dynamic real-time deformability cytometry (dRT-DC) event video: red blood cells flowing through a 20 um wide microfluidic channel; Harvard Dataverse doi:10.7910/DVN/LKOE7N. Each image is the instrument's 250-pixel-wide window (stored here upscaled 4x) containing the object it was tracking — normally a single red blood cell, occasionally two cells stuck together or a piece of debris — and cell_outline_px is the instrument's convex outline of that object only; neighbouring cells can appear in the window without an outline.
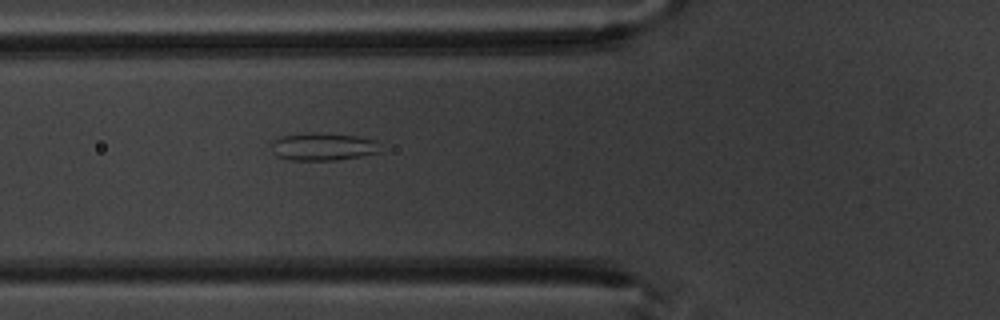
{"species": "common noctule bat (a hibernating species)", "species_latin": "Nyctalus noctula", "temperature_condition": "warm", "stored_images_in_passage": 2, "camera_frame_rate_fps": 3000, "um_per_image_px": 0.085, "animal": {"sex": "male", "body_mass_g": 20.1, "forearm_length_mm": 53.5}, "frame": {"image": 1, "passage_image": 2, "time_ms": 1.0, "image_size_px": [1000, 320], "cell_outline_px": [[380, 152], [360, 156], [336, 160], [288, 160], [276, 156], [272, 152], [272, 144], [276, 140], [284, 136], [308, 132], [320, 132], [356, 136], [376, 140]], "centroid_in_image_um": [27.45, 12.47], "position_along_channel_um": 98.4, "area_um2": 17.51}}